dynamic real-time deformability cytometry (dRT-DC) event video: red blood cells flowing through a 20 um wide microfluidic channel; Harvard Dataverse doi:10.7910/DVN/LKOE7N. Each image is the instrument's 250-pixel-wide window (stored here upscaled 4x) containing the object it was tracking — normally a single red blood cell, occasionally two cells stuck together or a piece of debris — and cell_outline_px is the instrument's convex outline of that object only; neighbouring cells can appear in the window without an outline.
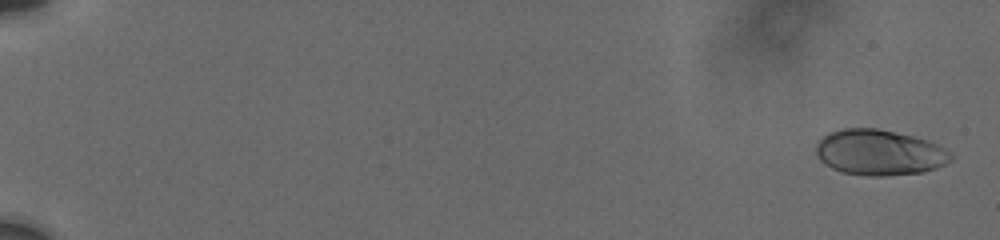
{"species": "human", "species_latin": "Homo sapiens", "temperature_condition": "cold", "stored_images_in_passage": 19, "camera_frame_rate_fps": 3000, "um_per_image_px": 0.085, "donor": {"sex": "male"}, "frame": {"image": 1, "passage_image": 2, "time_ms": 0.333, "image_size_px": [1000, 240], "cell_outline_px": [[956, 156], [952, 160], [936, 168], [924, 172], [888, 176], [868, 176], [844, 172], [832, 168], [824, 164], [816, 156], [816, 144], [828, 132], [844, 128], [876, 128], [912, 136], [936, 144], [944, 148]], "centroid_in_image_um": [74.74, 12.97], "position_along_channel_um": 10.3, "area_um2": 35.89}}
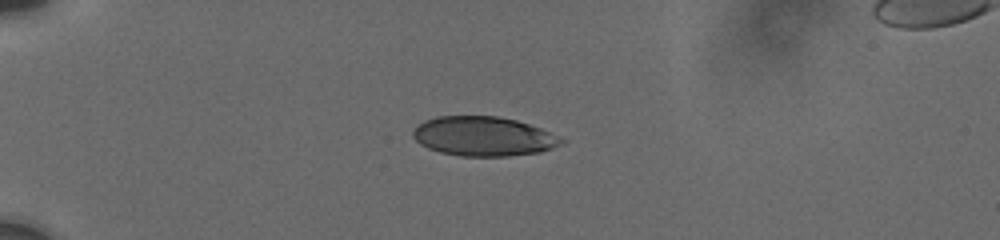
{"frame": {"image": 2, "passage_image": 16, "time_ms": 5.333, "image_size_px": [1000, 240], "cell_outline_px": [[564, 144], [540, 152], [508, 156], [460, 156], [440, 152], [428, 148], [420, 144], [412, 136], [412, 132], [424, 120], [436, 116], [496, 116], [516, 120], [540, 128], [564, 140]], "centroid_in_image_um": [41.07, 11.59], "position_along_channel_um": 43.9, "area_um2": 33.93}}
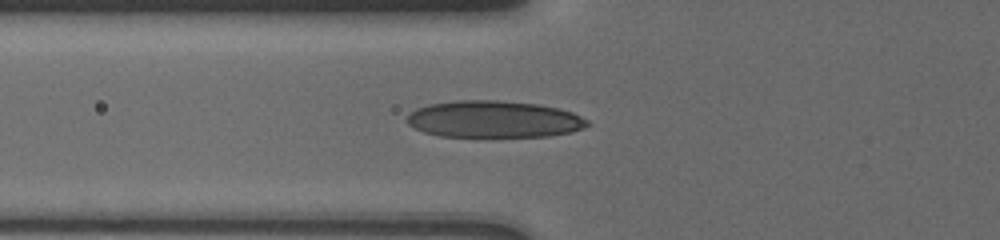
{"frame": {"image": 3, "passage_image": 19, "time_ms": 7.667, "image_size_px": [1000, 240], "cell_outline_px": [[588, 124], [584, 128], [572, 132], [548, 136], [440, 136], [424, 132], [408, 124], [404, 120], [416, 108], [428, 104], [456, 100], [496, 100], [536, 104], [556, 108], [572, 112], [588, 120]], "centroid_in_image_um": [41.95, 10.13], "position_along_channel_um": 83.8, "area_um2": 38.55}}